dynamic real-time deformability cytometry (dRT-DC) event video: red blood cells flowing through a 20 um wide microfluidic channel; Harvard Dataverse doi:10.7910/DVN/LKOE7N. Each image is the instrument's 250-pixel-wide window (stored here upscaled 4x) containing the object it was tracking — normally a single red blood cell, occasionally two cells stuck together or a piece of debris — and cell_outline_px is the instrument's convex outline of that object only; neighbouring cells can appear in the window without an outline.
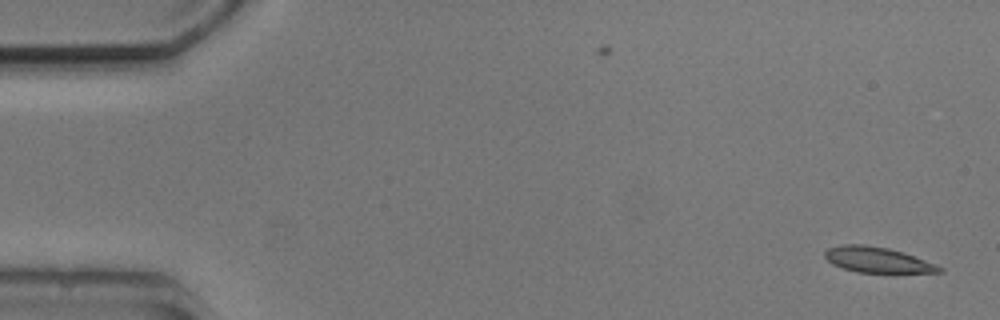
{"species": "common noctule bat (a hibernating species)", "species_latin": "Nyctalus noctula", "temperature_condition": "cold", "stored_images_in_passage": 2, "camera_frame_rate_fps": 3000, "um_per_image_px": 0.085, "animal": {"sex": "male", "body_mass_g": 20.5, "forearm_length_mm": 52.5}, "frame": {"image": 1, "passage_image": 2, "time_ms": 1.0, "image_size_px": [1000, 320], "cell_outline_px": [[944, 272], [896, 276], [856, 272], [832, 264], [824, 256], [824, 252], [828, 248], [844, 244], [864, 244], [888, 248], [904, 252], [936, 264], [944, 268]], "centroid_in_image_um": [74.71, 22.15], "position_along_channel_um": 10.3, "area_um2": 18.21}}